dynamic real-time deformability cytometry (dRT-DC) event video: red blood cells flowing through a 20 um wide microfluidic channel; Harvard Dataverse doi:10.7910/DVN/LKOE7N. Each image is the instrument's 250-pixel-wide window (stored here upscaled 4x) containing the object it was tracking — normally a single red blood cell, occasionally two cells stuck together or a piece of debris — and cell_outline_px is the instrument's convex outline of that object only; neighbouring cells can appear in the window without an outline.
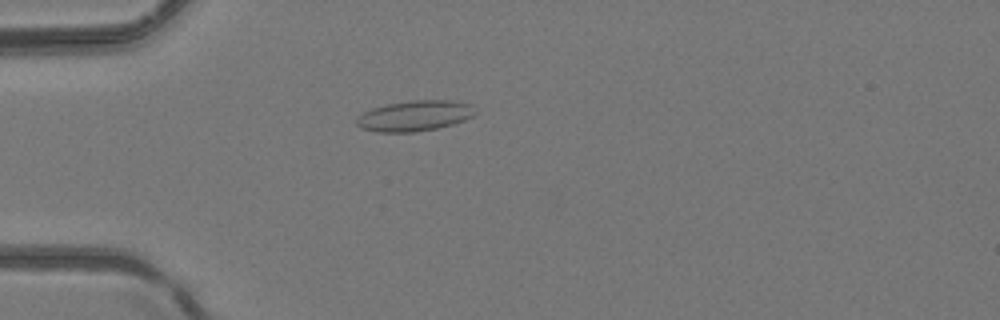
{"species": "common noctule bat (a hibernating species)", "species_latin": "Nyctalus noctula", "temperature_condition": "room temperature", "stored_images_in_passage": 47, "camera_frame_rate_fps": 3000, "um_per_image_px": 0.085, "animal": {"sex": "female", "body_mass_g": 24.6, "forearm_length_mm": 56.2}, "frame": {"image": 1, "passage_image": 14, "time_ms": 4.333, "image_size_px": [1000, 320], "cell_outline_px": [[476, 112], [472, 116], [464, 120], [452, 124], [436, 128], [416, 132], [376, 132], [360, 128], [356, 124], [356, 116], [372, 108], [388, 104], [412, 100], [448, 100], [472, 104]], "centroid_in_image_um": [35.22, 9.84], "position_along_channel_um": 49.8, "area_um2": 21.15}}
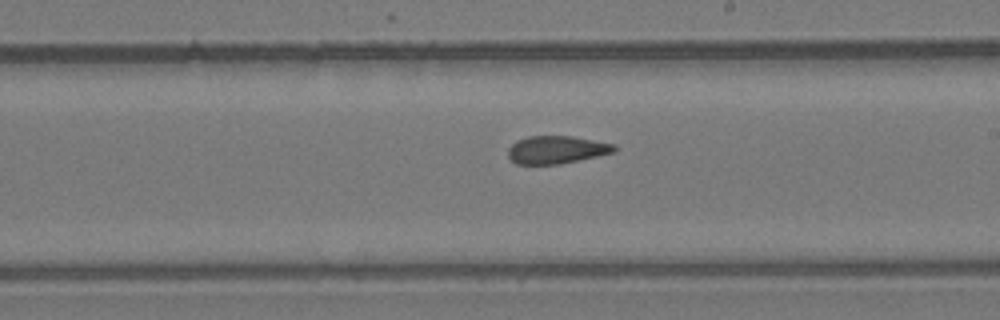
{"frame": {"image": 2, "passage_image": 28, "time_ms": 9.0, "image_size_px": [1000, 320], "cell_outline_px": [[616, 152], [560, 164], [516, 164], [508, 156], [508, 148], [516, 140], [528, 136], [572, 136], [616, 144]], "centroid_in_image_um": [47.31, 12.72], "position_along_channel_um": 241.7, "area_um2": 17.28}}
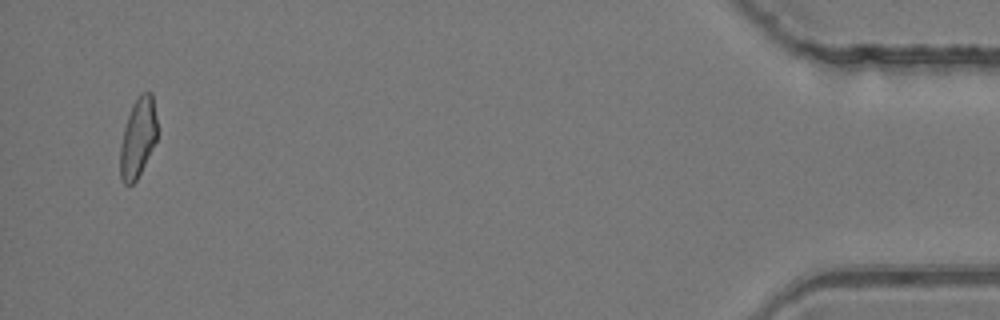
{"frame": {"image": 3, "passage_image": 46, "time_ms": 15.0, "image_size_px": [1000, 320], "cell_outline_px": [[156, 140], [136, 180], [132, 184], [124, 184], [120, 176], [120, 144], [124, 128], [132, 104], [140, 92], [152, 92], [156, 116]], "centroid_in_image_um": [11.71, 11.67], "position_along_channel_um": 423.5, "area_um2": 16.94}}